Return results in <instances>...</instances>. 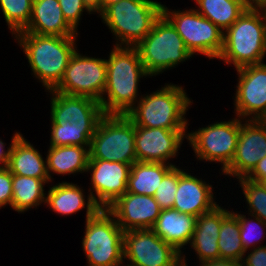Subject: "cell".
Returning <instances> with one entry per match:
<instances>
[{"instance_id": "7402d4cb", "label": "cell", "mask_w": 266, "mask_h": 266, "mask_svg": "<svg viewBox=\"0 0 266 266\" xmlns=\"http://www.w3.org/2000/svg\"><path fill=\"white\" fill-rule=\"evenodd\" d=\"M222 223V206L217 205L212 211L196 218L195 230L190 242L191 250L199 259V264L220 258L218 237Z\"/></svg>"}, {"instance_id": "4fadbf2b", "label": "cell", "mask_w": 266, "mask_h": 266, "mask_svg": "<svg viewBox=\"0 0 266 266\" xmlns=\"http://www.w3.org/2000/svg\"><path fill=\"white\" fill-rule=\"evenodd\" d=\"M238 75L234 115L242 120H258L266 113V63L235 69Z\"/></svg>"}, {"instance_id": "e0dca14e", "label": "cell", "mask_w": 266, "mask_h": 266, "mask_svg": "<svg viewBox=\"0 0 266 266\" xmlns=\"http://www.w3.org/2000/svg\"><path fill=\"white\" fill-rule=\"evenodd\" d=\"M107 210L115 217L120 228L126 232L151 229L162 209L153 196L126 192Z\"/></svg>"}, {"instance_id": "d590c367", "label": "cell", "mask_w": 266, "mask_h": 266, "mask_svg": "<svg viewBox=\"0 0 266 266\" xmlns=\"http://www.w3.org/2000/svg\"><path fill=\"white\" fill-rule=\"evenodd\" d=\"M12 173L7 167L0 169V209L9 205L12 208Z\"/></svg>"}, {"instance_id": "ffe728a7", "label": "cell", "mask_w": 266, "mask_h": 266, "mask_svg": "<svg viewBox=\"0 0 266 266\" xmlns=\"http://www.w3.org/2000/svg\"><path fill=\"white\" fill-rule=\"evenodd\" d=\"M46 193V206L58 215L70 216L86 209V220L93 217L101 209L90 193L86 196L83 187L72 182L62 181L54 185L51 184V187L49 184Z\"/></svg>"}, {"instance_id": "2e32d148", "label": "cell", "mask_w": 266, "mask_h": 266, "mask_svg": "<svg viewBox=\"0 0 266 266\" xmlns=\"http://www.w3.org/2000/svg\"><path fill=\"white\" fill-rule=\"evenodd\" d=\"M266 156V127L259 120H242L234 158L221 172L228 177H246Z\"/></svg>"}, {"instance_id": "f6af8a7d", "label": "cell", "mask_w": 266, "mask_h": 266, "mask_svg": "<svg viewBox=\"0 0 266 266\" xmlns=\"http://www.w3.org/2000/svg\"><path fill=\"white\" fill-rule=\"evenodd\" d=\"M258 120L266 127V113Z\"/></svg>"}, {"instance_id": "9c48e42d", "label": "cell", "mask_w": 266, "mask_h": 266, "mask_svg": "<svg viewBox=\"0 0 266 266\" xmlns=\"http://www.w3.org/2000/svg\"><path fill=\"white\" fill-rule=\"evenodd\" d=\"M162 14L175 27L193 56L199 53L211 60L220 56L224 31L203 17L194 7L172 10L163 4Z\"/></svg>"}, {"instance_id": "8992f818", "label": "cell", "mask_w": 266, "mask_h": 266, "mask_svg": "<svg viewBox=\"0 0 266 266\" xmlns=\"http://www.w3.org/2000/svg\"><path fill=\"white\" fill-rule=\"evenodd\" d=\"M135 48L150 77L174 69L193 57L175 27L163 14Z\"/></svg>"}, {"instance_id": "277c9868", "label": "cell", "mask_w": 266, "mask_h": 266, "mask_svg": "<svg viewBox=\"0 0 266 266\" xmlns=\"http://www.w3.org/2000/svg\"><path fill=\"white\" fill-rule=\"evenodd\" d=\"M266 56V11L246 9L224 31L220 56L226 65L235 69L263 63Z\"/></svg>"}, {"instance_id": "3957f363", "label": "cell", "mask_w": 266, "mask_h": 266, "mask_svg": "<svg viewBox=\"0 0 266 266\" xmlns=\"http://www.w3.org/2000/svg\"><path fill=\"white\" fill-rule=\"evenodd\" d=\"M192 104L182 85L165 83L142 95L126 115L139 127L188 130L189 120L185 116Z\"/></svg>"}, {"instance_id": "52a82bcc", "label": "cell", "mask_w": 266, "mask_h": 266, "mask_svg": "<svg viewBox=\"0 0 266 266\" xmlns=\"http://www.w3.org/2000/svg\"><path fill=\"white\" fill-rule=\"evenodd\" d=\"M84 227L81 243L87 266H120L125 263L124 231L107 209H100L86 219Z\"/></svg>"}, {"instance_id": "cb8c5ba5", "label": "cell", "mask_w": 266, "mask_h": 266, "mask_svg": "<svg viewBox=\"0 0 266 266\" xmlns=\"http://www.w3.org/2000/svg\"><path fill=\"white\" fill-rule=\"evenodd\" d=\"M12 174L50 179L47 172L46 158L31 144L23 134L13 142L10 149L9 160L6 166Z\"/></svg>"}, {"instance_id": "7bdbcfd3", "label": "cell", "mask_w": 266, "mask_h": 266, "mask_svg": "<svg viewBox=\"0 0 266 266\" xmlns=\"http://www.w3.org/2000/svg\"><path fill=\"white\" fill-rule=\"evenodd\" d=\"M102 1V12L111 4L117 3L121 0H101Z\"/></svg>"}, {"instance_id": "ba28073f", "label": "cell", "mask_w": 266, "mask_h": 266, "mask_svg": "<svg viewBox=\"0 0 266 266\" xmlns=\"http://www.w3.org/2000/svg\"><path fill=\"white\" fill-rule=\"evenodd\" d=\"M89 159L137 162L133 121L127 115L105 114L91 138Z\"/></svg>"}, {"instance_id": "8d00e7d4", "label": "cell", "mask_w": 266, "mask_h": 266, "mask_svg": "<svg viewBox=\"0 0 266 266\" xmlns=\"http://www.w3.org/2000/svg\"><path fill=\"white\" fill-rule=\"evenodd\" d=\"M242 263L244 266H266V245L246 251Z\"/></svg>"}, {"instance_id": "e575fe53", "label": "cell", "mask_w": 266, "mask_h": 266, "mask_svg": "<svg viewBox=\"0 0 266 266\" xmlns=\"http://www.w3.org/2000/svg\"><path fill=\"white\" fill-rule=\"evenodd\" d=\"M58 2L67 23L79 33L77 28L80 25V20H82L83 12H87L89 15L92 13L86 8L82 0H58Z\"/></svg>"}, {"instance_id": "d4e9b609", "label": "cell", "mask_w": 266, "mask_h": 266, "mask_svg": "<svg viewBox=\"0 0 266 266\" xmlns=\"http://www.w3.org/2000/svg\"><path fill=\"white\" fill-rule=\"evenodd\" d=\"M47 172L50 182L53 181L52 174L75 175L87 171L89 160V149L78 145L52 146L46 152Z\"/></svg>"}, {"instance_id": "f1b7e54d", "label": "cell", "mask_w": 266, "mask_h": 266, "mask_svg": "<svg viewBox=\"0 0 266 266\" xmlns=\"http://www.w3.org/2000/svg\"><path fill=\"white\" fill-rule=\"evenodd\" d=\"M220 258L242 261L245 249L240 237V224L237 216L222 206V223L218 237Z\"/></svg>"}, {"instance_id": "603a6c76", "label": "cell", "mask_w": 266, "mask_h": 266, "mask_svg": "<svg viewBox=\"0 0 266 266\" xmlns=\"http://www.w3.org/2000/svg\"><path fill=\"white\" fill-rule=\"evenodd\" d=\"M196 218L190 214L180 213L174 208L162 209L151 229L182 254V250L186 249L184 246H189L191 242Z\"/></svg>"}, {"instance_id": "d6a6232c", "label": "cell", "mask_w": 266, "mask_h": 266, "mask_svg": "<svg viewBox=\"0 0 266 266\" xmlns=\"http://www.w3.org/2000/svg\"><path fill=\"white\" fill-rule=\"evenodd\" d=\"M238 185L247 203L248 213L257 216L266 223V189L261 183L253 182L245 177L238 178Z\"/></svg>"}, {"instance_id": "74e56055", "label": "cell", "mask_w": 266, "mask_h": 266, "mask_svg": "<svg viewBox=\"0 0 266 266\" xmlns=\"http://www.w3.org/2000/svg\"><path fill=\"white\" fill-rule=\"evenodd\" d=\"M245 178L257 183L266 179V156L258 161L254 169Z\"/></svg>"}, {"instance_id": "b9f144b4", "label": "cell", "mask_w": 266, "mask_h": 266, "mask_svg": "<svg viewBox=\"0 0 266 266\" xmlns=\"http://www.w3.org/2000/svg\"><path fill=\"white\" fill-rule=\"evenodd\" d=\"M82 2L92 14L97 13L98 15H100L102 13V1L101 0H82Z\"/></svg>"}, {"instance_id": "bcb514c9", "label": "cell", "mask_w": 266, "mask_h": 266, "mask_svg": "<svg viewBox=\"0 0 266 266\" xmlns=\"http://www.w3.org/2000/svg\"><path fill=\"white\" fill-rule=\"evenodd\" d=\"M260 183H261V184L263 185V187L266 189V179L262 180Z\"/></svg>"}, {"instance_id": "7a4b0ae2", "label": "cell", "mask_w": 266, "mask_h": 266, "mask_svg": "<svg viewBox=\"0 0 266 266\" xmlns=\"http://www.w3.org/2000/svg\"><path fill=\"white\" fill-rule=\"evenodd\" d=\"M78 36H51L17 33L13 36L26 56L32 75L45 91L54 90L61 82L77 46Z\"/></svg>"}, {"instance_id": "44dd1931", "label": "cell", "mask_w": 266, "mask_h": 266, "mask_svg": "<svg viewBox=\"0 0 266 266\" xmlns=\"http://www.w3.org/2000/svg\"><path fill=\"white\" fill-rule=\"evenodd\" d=\"M18 33L51 36H80L65 20L58 0H33L28 26Z\"/></svg>"}, {"instance_id": "5b68a950", "label": "cell", "mask_w": 266, "mask_h": 266, "mask_svg": "<svg viewBox=\"0 0 266 266\" xmlns=\"http://www.w3.org/2000/svg\"><path fill=\"white\" fill-rule=\"evenodd\" d=\"M163 4L155 0H121L99 16L116 40L114 46L135 47L162 15Z\"/></svg>"}, {"instance_id": "8fae6325", "label": "cell", "mask_w": 266, "mask_h": 266, "mask_svg": "<svg viewBox=\"0 0 266 266\" xmlns=\"http://www.w3.org/2000/svg\"><path fill=\"white\" fill-rule=\"evenodd\" d=\"M106 83V59L86 56L76 49L69 60L61 82L54 91L89 97L100 102Z\"/></svg>"}, {"instance_id": "1f68e13d", "label": "cell", "mask_w": 266, "mask_h": 266, "mask_svg": "<svg viewBox=\"0 0 266 266\" xmlns=\"http://www.w3.org/2000/svg\"><path fill=\"white\" fill-rule=\"evenodd\" d=\"M231 211L238 218V222L240 224L241 242H242V245H243L245 251L254 249V248L258 247V245L263 246V244L260 245L261 244L260 241H262V239H264L266 236V233H265L266 232V230H265L266 229V223L264 221H262L260 218H258L257 216L251 215L249 213H245V214H248L247 215L248 218H247L246 215L240 214L241 211L240 212H238V211L234 212L233 210H231ZM263 234H265V235H263Z\"/></svg>"}, {"instance_id": "f35d334b", "label": "cell", "mask_w": 266, "mask_h": 266, "mask_svg": "<svg viewBox=\"0 0 266 266\" xmlns=\"http://www.w3.org/2000/svg\"><path fill=\"white\" fill-rule=\"evenodd\" d=\"M21 133L18 131H15L13 133V136L11 137V144L9 143V146H7V149L5 148L6 143L3 142V140L0 138V169L4 168L8 164L9 160V154H10V149L12 146V142L20 135Z\"/></svg>"}, {"instance_id": "484cf974", "label": "cell", "mask_w": 266, "mask_h": 266, "mask_svg": "<svg viewBox=\"0 0 266 266\" xmlns=\"http://www.w3.org/2000/svg\"><path fill=\"white\" fill-rule=\"evenodd\" d=\"M175 167L159 162L137 161L132 164L127 184V192L154 196L162 179Z\"/></svg>"}, {"instance_id": "ac0fdd59", "label": "cell", "mask_w": 266, "mask_h": 266, "mask_svg": "<svg viewBox=\"0 0 266 266\" xmlns=\"http://www.w3.org/2000/svg\"><path fill=\"white\" fill-rule=\"evenodd\" d=\"M180 168L173 208L180 213L199 217L212 211L219 203L215 201L213 186L199 176Z\"/></svg>"}, {"instance_id": "7c38bea8", "label": "cell", "mask_w": 266, "mask_h": 266, "mask_svg": "<svg viewBox=\"0 0 266 266\" xmlns=\"http://www.w3.org/2000/svg\"><path fill=\"white\" fill-rule=\"evenodd\" d=\"M124 260L129 266H176L181 253L152 229L124 232Z\"/></svg>"}, {"instance_id": "ab89813d", "label": "cell", "mask_w": 266, "mask_h": 266, "mask_svg": "<svg viewBox=\"0 0 266 266\" xmlns=\"http://www.w3.org/2000/svg\"><path fill=\"white\" fill-rule=\"evenodd\" d=\"M198 266H242V261L219 258L205 261Z\"/></svg>"}, {"instance_id": "4dcf8cb0", "label": "cell", "mask_w": 266, "mask_h": 266, "mask_svg": "<svg viewBox=\"0 0 266 266\" xmlns=\"http://www.w3.org/2000/svg\"><path fill=\"white\" fill-rule=\"evenodd\" d=\"M33 0H0V8L10 33L23 31L29 24Z\"/></svg>"}, {"instance_id": "7dc6e473", "label": "cell", "mask_w": 266, "mask_h": 266, "mask_svg": "<svg viewBox=\"0 0 266 266\" xmlns=\"http://www.w3.org/2000/svg\"><path fill=\"white\" fill-rule=\"evenodd\" d=\"M120 266H129V265H127L126 263H125V264L123 263V264H122V265H120Z\"/></svg>"}, {"instance_id": "9a60e30c", "label": "cell", "mask_w": 266, "mask_h": 266, "mask_svg": "<svg viewBox=\"0 0 266 266\" xmlns=\"http://www.w3.org/2000/svg\"><path fill=\"white\" fill-rule=\"evenodd\" d=\"M186 136L187 130L135 126L137 161L159 162L177 166L170 161L178 157V151Z\"/></svg>"}, {"instance_id": "d6986e66", "label": "cell", "mask_w": 266, "mask_h": 266, "mask_svg": "<svg viewBox=\"0 0 266 266\" xmlns=\"http://www.w3.org/2000/svg\"><path fill=\"white\" fill-rule=\"evenodd\" d=\"M50 94V121L99 124L105 115L100 102L83 96L67 95L54 90Z\"/></svg>"}, {"instance_id": "f546056e", "label": "cell", "mask_w": 266, "mask_h": 266, "mask_svg": "<svg viewBox=\"0 0 266 266\" xmlns=\"http://www.w3.org/2000/svg\"><path fill=\"white\" fill-rule=\"evenodd\" d=\"M97 126L98 124H78L69 121L51 122L49 147L78 145L89 149Z\"/></svg>"}, {"instance_id": "6da1fadb", "label": "cell", "mask_w": 266, "mask_h": 266, "mask_svg": "<svg viewBox=\"0 0 266 266\" xmlns=\"http://www.w3.org/2000/svg\"><path fill=\"white\" fill-rule=\"evenodd\" d=\"M108 56L107 83L100 104L104 114L126 115L142 96L140 79L150 76L135 47L113 46Z\"/></svg>"}, {"instance_id": "60d3db41", "label": "cell", "mask_w": 266, "mask_h": 266, "mask_svg": "<svg viewBox=\"0 0 266 266\" xmlns=\"http://www.w3.org/2000/svg\"><path fill=\"white\" fill-rule=\"evenodd\" d=\"M242 1L247 9L266 11V0H242Z\"/></svg>"}, {"instance_id": "4316f807", "label": "cell", "mask_w": 266, "mask_h": 266, "mask_svg": "<svg viewBox=\"0 0 266 266\" xmlns=\"http://www.w3.org/2000/svg\"><path fill=\"white\" fill-rule=\"evenodd\" d=\"M50 179H39L12 174V210L25 213L29 209H37L42 203L46 204V184Z\"/></svg>"}, {"instance_id": "30bf717a", "label": "cell", "mask_w": 266, "mask_h": 266, "mask_svg": "<svg viewBox=\"0 0 266 266\" xmlns=\"http://www.w3.org/2000/svg\"><path fill=\"white\" fill-rule=\"evenodd\" d=\"M240 127L241 119L234 116L228 121H217L192 132L189 130L186 140L199 162L219 163V170L223 172L234 158Z\"/></svg>"}, {"instance_id": "836d02e7", "label": "cell", "mask_w": 266, "mask_h": 266, "mask_svg": "<svg viewBox=\"0 0 266 266\" xmlns=\"http://www.w3.org/2000/svg\"><path fill=\"white\" fill-rule=\"evenodd\" d=\"M180 167L175 166L163 179L156 189L154 198L161 209L173 208L175 193L177 191Z\"/></svg>"}, {"instance_id": "ee69618b", "label": "cell", "mask_w": 266, "mask_h": 266, "mask_svg": "<svg viewBox=\"0 0 266 266\" xmlns=\"http://www.w3.org/2000/svg\"><path fill=\"white\" fill-rule=\"evenodd\" d=\"M186 259V255L182 253L181 261L176 266H188Z\"/></svg>"}, {"instance_id": "5bb4252c", "label": "cell", "mask_w": 266, "mask_h": 266, "mask_svg": "<svg viewBox=\"0 0 266 266\" xmlns=\"http://www.w3.org/2000/svg\"><path fill=\"white\" fill-rule=\"evenodd\" d=\"M131 164L89 159L87 174L90 172V193L101 209H107L120 196L127 192Z\"/></svg>"}, {"instance_id": "83f0119b", "label": "cell", "mask_w": 266, "mask_h": 266, "mask_svg": "<svg viewBox=\"0 0 266 266\" xmlns=\"http://www.w3.org/2000/svg\"><path fill=\"white\" fill-rule=\"evenodd\" d=\"M195 9L222 31L229 28L247 9L242 0H193Z\"/></svg>"}]
</instances>
